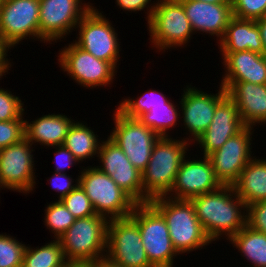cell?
Returning a JSON list of instances; mask_svg holds the SVG:
<instances>
[{
    "label": "cell",
    "instance_id": "2",
    "mask_svg": "<svg viewBox=\"0 0 266 267\" xmlns=\"http://www.w3.org/2000/svg\"><path fill=\"white\" fill-rule=\"evenodd\" d=\"M149 203L165 219L172 244L179 254L201 250L211 243L190 200L159 196L151 199Z\"/></svg>",
    "mask_w": 266,
    "mask_h": 267
},
{
    "label": "cell",
    "instance_id": "25",
    "mask_svg": "<svg viewBox=\"0 0 266 267\" xmlns=\"http://www.w3.org/2000/svg\"><path fill=\"white\" fill-rule=\"evenodd\" d=\"M233 187L247 206L266 201V159H256L254 156L242 170Z\"/></svg>",
    "mask_w": 266,
    "mask_h": 267
},
{
    "label": "cell",
    "instance_id": "45",
    "mask_svg": "<svg viewBox=\"0 0 266 267\" xmlns=\"http://www.w3.org/2000/svg\"><path fill=\"white\" fill-rule=\"evenodd\" d=\"M79 266H80V264H78V263H75V262H67L62 267H79Z\"/></svg>",
    "mask_w": 266,
    "mask_h": 267
},
{
    "label": "cell",
    "instance_id": "16",
    "mask_svg": "<svg viewBox=\"0 0 266 267\" xmlns=\"http://www.w3.org/2000/svg\"><path fill=\"white\" fill-rule=\"evenodd\" d=\"M252 133V127L245 126L236 135L230 137L221 148L208 155L215 176L222 186H233L252 159Z\"/></svg>",
    "mask_w": 266,
    "mask_h": 267
},
{
    "label": "cell",
    "instance_id": "13",
    "mask_svg": "<svg viewBox=\"0 0 266 267\" xmlns=\"http://www.w3.org/2000/svg\"><path fill=\"white\" fill-rule=\"evenodd\" d=\"M32 144L23 138L21 141L4 147L0 150V184L2 189L7 188L21 193L33 191L35 172L33 167Z\"/></svg>",
    "mask_w": 266,
    "mask_h": 267
},
{
    "label": "cell",
    "instance_id": "33",
    "mask_svg": "<svg viewBox=\"0 0 266 267\" xmlns=\"http://www.w3.org/2000/svg\"><path fill=\"white\" fill-rule=\"evenodd\" d=\"M61 201L76 219L96 214L90 199L80 185Z\"/></svg>",
    "mask_w": 266,
    "mask_h": 267
},
{
    "label": "cell",
    "instance_id": "31",
    "mask_svg": "<svg viewBox=\"0 0 266 267\" xmlns=\"http://www.w3.org/2000/svg\"><path fill=\"white\" fill-rule=\"evenodd\" d=\"M75 219L61 200L50 202L45 209L44 223L46 228L55 235V240H58L67 231Z\"/></svg>",
    "mask_w": 266,
    "mask_h": 267
},
{
    "label": "cell",
    "instance_id": "36",
    "mask_svg": "<svg viewBox=\"0 0 266 267\" xmlns=\"http://www.w3.org/2000/svg\"><path fill=\"white\" fill-rule=\"evenodd\" d=\"M25 138V120L0 121V150Z\"/></svg>",
    "mask_w": 266,
    "mask_h": 267
},
{
    "label": "cell",
    "instance_id": "10",
    "mask_svg": "<svg viewBox=\"0 0 266 267\" xmlns=\"http://www.w3.org/2000/svg\"><path fill=\"white\" fill-rule=\"evenodd\" d=\"M106 256L122 267H154L143 247L138 224L131 216L109 220Z\"/></svg>",
    "mask_w": 266,
    "mask_h": 267
},
{
    "label": "cell",
    "instance_id": "32",
    "mask_svg": "<svg viewBox=\"0 0 266 267\" xmlns=\"http://www.w3.org/2000/svg\"><path fill=\"white\" fill-rule=\"evenodd\" d=\"M26 245L7 234H0V267H22Z\"/></svg>",
    "mask_w": 266,
    "mask_h": 267
},
{
    "label": "cell",
    "instance_id": "4",
    "mask_svg": "<svg viewBox=\"0 0 266 267\" xmlns=\"http://www.w3.org/2000/svg\"><path fill=\"white\" fill-rule=\"evenodd\" d=\"M109 220L101 215L75 219L58 239L67 262L87 265L106 255Z\"/></svg>",
    "mask_w": 266,
    "mask_h": 267
},
{
    "label": "cell",
    "instance_id": "37",
    "mask_svg": "<svg viewBox=\"0 0 266 267\" xmlns=\"http://www.w3.org/2000/svg\"><path fill=\"white\" fill-rule=\"evenodd\" d=\"M247 225L266 234V201L255 202L247 206Z\"/></svg>",
    "mask_w": 266,
    "mask_h": 267
},
{
    "label": "cell",
    "instance_id": "18",
    "mask_svg": "<svg viewBox=\"0 0 266 267\" xmlns=\"http://www.w3.org/2000/svg\"><path fill=\"white\" fill-rule=\"evenodd\" d=\"M189 86L184 89L179 103L185 129L191 134V138H194L190 139V142L195 143L211 124L215 108L227 95V91L220 86L218 93L212 95Z\"/></svg>",
    "mask_w": 266,
    "mask_h": 267
},
{
    "label": "cell",
    "instance_id": "17",
    "mask_svg": "<svg viewBox=\"0 0 266 267\" xmlns=\"http://www.w3.org/2000/svg\"><path fill=\"white\" fill-rule=\"evenodd\" d=\"M203 159H183L176 179L167 197L178 200H190L195 196L210 193L222 185L215 176L208 156ZM173 192V193H172Z\"/></svg>",
    "mask_w": 266,
    "mask_h": 267
},
{
    "label": "cell",
    "instance_id": "26",
    "mask_svg": "<svg viewBox=\"0 0 266 267\" xmlns=\"http://www.w3.org/2000/svg\"><path fill=\"white\" fill-rule=\"evenodd\" d=\"M229 242L246 257L250 267H266V234L256 231L247 224ZM253 263V264H252Z\"/></svg>",
    "mask_w": 266,
    "mask_h": 267
},
{
    "label": "cell",
    "instance_id": "42",
    "mask_svg": "<svg viewBox=\"0 0 266 267\" xmlns=\"http://www.w3.org/2000/svg\"><path fill=\"white\" fill-rule=\"evenodd\" d=\"M88 267H122L120 264L114 262L110 258H108L106 255L103 257H100L99 259L88 263Z\"/></svg>",
    "mask_w": 266,
    "mask_h": 267
},
{
    "label": "cell",
    "instance_id": "23",
    "mask_svg": "<svg viewBox=\"0 0 266 267\" xmlns=\"http://www.w3.org/2000/svg\"><path fill=\"white\" fill-rule=\"evenodd\" d=\"M221 53L253 51L264 55L260 30L256 20L232 17L219 41Z\"/></svg>",
    "mask_w": 266,
    "mask_h": 267
},
{
    "label": "cell",
    "instance_id": "3",
    "mask_svg": "<svg viewBox=\"0 0 266 267\" xmlns=\"http://www.w3.org/2000/svg\"><path fill=\"white\" fill-rule=\"evenodd\" d=\"M189 139L176 140L169 136L160 137L155 142L149 163L142 172L143 192L150 200L170 192L180 165L187 156L186 151L191 144Z\"/></svg>",
    "mask_w": 266,
    "mask_h": 267
},
{
    "label": "cell",
    "instance_id": "40",
    "mask_svg": "<svg viewBox=\"0 0 266 267\" xmlns=\"http://www.w3.org/2000/svg\"><path fill=\"white\" fill-rule=\"evenodd\" d=\"M151 0H116V4L119 6V8H121L123 11H133V12H137V11H143L145 8L147 9V22L149 21L152 12L155 9V4L154 3L151 7L149 6ZM149 13V14H148Z\"/></svg>",
    "mask_w": 266,
    "mask_h": 267
},
{
    "label": "cell",
    "instance_id": "12",
    "mask_svg": "<svg viewBox=\"0 0 266 267\" xmlns=\"http://www.w3.org/2000/svg\"><path fill=\"white\" fill-rule=\"evenodd\" d=\"M83 4L82 0H40V41L56 42L76 29L83 16L93 7L91 3Z\"/></svg>",
    "mask_w": 266,
    "mask_h": 267
},
{
    "label": "cell",
    "instance_id": "29",
    "mask_svg": "<svg viewBox=\"0 0 266 267\" xmlns=\"http://www.w3.org/2000/svg\"><path fill=\"white\" fill-rule=\"evenodd\" d=\"M176 107L170 100L165 105L152 107L149 112L142 114L138 120L160 137H169L168 130L174 126L176 127L180 118V112L178 111L180 108Z\"/></svg>",
    "mask_w": 266,
    "mask_h": 267
},
{
    "label": "cell",
    "instance_id": "39",
    "mask_svg": "<svg viewBox=\"0 0 266 267\" xmlns=\"http://www.w3.org/2000/svg\"><path fill=\"white\" fill-rule=\"evenodd\" d=\"M55 149L57 151L54 153L56 161L54 172L64 173L69 167L80 163L64 145L55 146Z\"/></svg>",
    "mask_w": 266,
    "mask_h": 267
},
{
    "label": "cell",
    "instance_id": "21",
    "mask_svg": "<svg viewBox=\"0 0 266 267\" xmlns=\"http://www.w3.org/2000/svg\"><path fill=\"white\" fill-rule=\"evenodd\" d=\"M190 21L194 33L197 31L216 35L220 41L229 21L233 17L231 3H208L195 0H179Z\"/></svg>",
    "mask_w": 266,
    "mask_h": 267
},
{
    "label": "cell",
    "instance_id": "15",
    "mask_svg": "<svg viewBox=\"0 0 266 267\" xmlns=\"http://www.w3.org/2000/svg\"><path fill=\"white\" fill-rule=\"evenodd\" d=\"M101 166H96L108 174L116 184L137 204L149 203L143 192L142 173L129 161L123 150L109 137L101 140L98 155Z\"/></svg>",
    "mask_w": 266,
    "mask_h": 267
},
{
    "label": "cell",
    "instance_id": "24",
    "mask_svg": "<svg viewBox=\"0 0 266 267\" xmlns=\"http://www.w3.org/2000/svg\"><path fill=\"white\" fill-rule=\"evenodd\" d=\"M74 120L63 114L42 115L34 121L25 120V138L31 143L54 146L63 145Z\"/></svg>",
    "mask_w": 266,
    "mask_h": 267
},
{
    "label": "cell",
    "instance_id": "44",
    "mask_svg": "<svg viewBox=\"0 0 266 267\" xmlns=\"http://www.w3.org/2000/svg\"><path fill=\"white\" fill-rule=\"evenodd\" d=\"M195 1H203L208 3H231V0H195Z\"/></svg>",
    "mask_w": 266,
    "mask_h": 267
},
{
    "label": "cell",
    "instance_id": "6",
    "mask_svg": "<svg viewBox=\"0 0 266 267\" xmlns=\"http://www.w3.org/2000/svg\"><path fill=\"white\" fill-rule=\"evenodd\" d=\"M158 1V2H157ZM147 22L153 47L162 51L182 47L195 34L179 0H157Z\"/></svg>",
    "mask_w": 266,
    "mask_h": 267
},
{
    "label": "cell",
    "instance_id": "35",
    "mask_svg": "<svg viewBox=\"0 0 266 267\" xmlns=\"http://www.w3.org/2000/svg\"><path fill=\"white\" fill-rule=\"evenodd\" d=\"M24 104L10 90L0 88V121H11L24 118Z\"/></svg>",
    "mask_w": 266,
    "mask_h": 267
},
{
    "label": "cell",
    "instance_id": "14",
    "mask_svg": "<svg viewBox=\"0 0 266 267\" xmlns=\"http://www.w3.org/2000/svg\"><path fill=\"white\" fill-rule=\"evenodd\" d=\"M40 0H6L0 6V37L11 47L31 38L40 40Z\"/></svg>",
    "mask_w": 266,
    "mask_h": 267
},
{
    "label": "cell",
    "instance_id": "43",
    "mask_svg": "<svg viewBox=\"0 0 266 267\" xmlns=\"http://www.w3.org/2000/svg\"><path fill=\"white\" fill-rule=\"evenodd\" d=\"M260 30V36L262 39V45L264 49V55L266 56V16L256 20Z\"/></svg>",
    "mask_w": 266,
    "mask_h": 267
},
{
    "label": "cell",
    "instance_id": "22",
    "mask_svg": "<svg viewBox=\"0 0 266 267\" xmlns=\"http://www.w3.org/2000/svg\"><path fill=\"white\" fill-rule=\"evenodd\" d=\"M226 68L221 82L266 84V56L253 51L222 53Z\"/></svg>",
    "mask_w": 266,
    "mask_h": 267
},
{
    "label": "cell",
    "instance_id": "41",
    "mask_svg": "<svg viewBox=\"0 0 266 267\" xmlns=\"http://www.w3.org/2000/svg\"><path fill=\"white\" fill-rule=\"evenodd\" d=\"M10 48L12 47L0 37V68L5 73L7 72V74H8V70H10L9 68L12 66L9 59L6 58L8 56L7 53Z\"/></svg>",
    "mask_w": 266,
    "mask_h": 267
},
{
    "label": "cell",
    "instance_id": "48",
    "mask_svg": "<svg viewBox=\"0 0 266 267\" xmlns=\"http://www.w3.org/2000/svg\"><path fill=\"white\" fill-rule=\"evenodd\" d=\"M79 267H88L87 265H80Z\"/></svg>",
    "mask_w": 266,
    "mask_h": 267
},
{
    "label": "cell",
    "instance_id": "11",
    "mask_svg": "<svg viewBox=\"0 0 266 267\" xmlns=\"http://www.w3.org/2000/svg\"><path fill=\"white\" fill-rule=\"evenodd\" d=\"M58 57L62 70L83 87L109 86L117 73L109 62L98 59L78 47L74 40L68 47L61 49Z\"/></svg>",
    "mask_w": 266,
    "mask_h": 267
},
{
    "label": "cell",
    "instance_id": "8",
    "mask_svg": "<svg viewBox=\"0 0 266 267\" xmlns=\"http://www.w3.org/2000/svg\"><path fill=\"white\" fill-rule=\"evenodd\" d=\"M96 7H92L76 26L79 30L75 44L94 57L109 62L117 69L120 42L112 23Z\"/></svg>",
    "mask_w": 266,
    "mask_h": 267
},
{
    "label": "cell",
    "instance_id": "20",
    "mask_svg": "<svg viewBox=\"0 0 266 267\" xmlns=\"http://www.w3.org/2000/svg\"><path fill=\"white\" fill-rule=\"evenodd\" d=\"M220 85L236 104L244 126L266 124V84L221 82Z\"/></svg>",
    "mask_w": 266,
    "mask_h": 267
},
{
    "label": "cell",
    "instance_id": "5",
    "mask_svg": "<svg viewBox=\"0 0 266 267\" xmlns=\"http://www.w3.org/2000/svg\"><path fill=\"white\" fill-rule=\"evenodd\" d=\"M79 177V185L90 199L97 215L108 220L131 215L137 204L116 182L97 167L88 166Z\"/></svg>",
    "mask_w": 266,
    "mask_h": 267
},
{
    "label": "cell",
    "instance_id": "30",
    "mask_svg": "<svg viewBox=\"0 0 266 267\" xmlns=\"http://www.w3.org/2000/svg\"><path fill=\"white\" fill-rule=\"evenodd\" d=\"M165 96L157 90L146 91L136 100L130 97L124 98V101H120L117 109L126 117L138 119L142 114L149 112L152 107L167 104L169 99Z\"/></svg>",
    "mask_w": 266,
    "mask_h": 267
},
{
    "label": "cell",
    "instance_id": "19",
    "mask_svg": "<svg viewBox=\"0 0 266 267\" xmlns=\"http://www.w3.org/2000/svg\"><path fill=\"white\" fill-rule=\"evenodd\" d=\"M244 127L236 104L226 95L217 104L211 124L196 143L201 145L203 156H208Z\"/></svg>",
    "mask_w": 266,
    "mask_h": 267
},
{
    "label": "cell",
    "instance_id": "27",
    "mask_svg": "<svg viewBox=\"0 0 266 267\" xmlns=\"http://www.w3.org/2000/svg\"><path fill=\"white\" fill-rule=\"evenodd\" d=\"M94 131L84 123L73 122L66 135L64 146L80 162L94 156L99 152L100 141H98Z\"/></svg>",
    "mask_w": 266,
    "mask_h": 267
},
{
    "label": "cell",
    "instance_id": "28",
    "mask_svg": "<svg viewBox=\"0 0 266 267\" xmlns=\"http://www.w3.org/2000/svg\"><path fill=\"white\" fill-rule=\"evenodd\" d=\"M66 263L61 243L53 240L36 249L26 246L22 267H62Z\"/></svg>",
    "mask_w": 266,
    "mask_h": 267
},
{
    "label": "cell",
    "instance_id": "34",
    "mask_svg": "<svg viewBox=\"0 0 266 267\" xmlns=\"http://www.w3.org/2000/svg\"><path fill=\"white\" fill-rule=\"evenodd\" d=\"M233 16L257 20L266 16V0H231Z\"/></svg>",
    "mask_w": 266,
    "mask_h": 267
},
{
    "label": "cell",
    "instance_id": "7",
    "mask_svg": "<svg viewBox=\"0 0 266 267\" xmlns=\"http://www.w3.org/2000/svg\"><path fill=\"white\" fill-rule=\"evenodd\" d=\"M138 224L143 247L154 267H173L179 253L172 244L163 216L150 204H136L131 215Z\"/></svg>",
    "mask_w": 266,
    "mask_h": 267
},
{
    "label": "cell",
    "instance_id": "38",
    "mask_svg": "<svg viewBox=\"0 0 266 267\" xmlns=\"http://www.w3.org/2000/svg\"><path fill=\"white\" fill-rule=\"evenodd\" d=\"M49 181L54 191L56 190V192L59 193V201L79 185V177H77L75 180L76 183L74 184V179H72L71 176H67L65 173L55 172L53 173L52 177H50Z\"/></svg>",
    "mask_w": 266,
    "mask_h": 267
},
{
    "label": "cell",
    "instance_id": "47",
    "mask_svg": "<svg viewBox=\"0 0 266 267\" xmlns=\"http://www.w3.org/2000/svg\"><path fill=\"white\" fill-rule=\"evenodd\" d=\"M6 0H0V6L5 2Z\"/></svg>",
    "mask_w": 266,
    "mask_h": 267
},
{
    "label": "cell",
    "instance_id": "46",
    "mask_svg": "<svg viewBox=\"0 0 266 267\" xmlns=\"http://www.w3.org/2000/svg\"><path fill=\"white\" fill-rule=\"evenodd\" d=\"M3 75H6L5 72L0 68V80Z\"/></svg>",
    "mask_w": 266,
    "mask_h": 267
},
{
    "label": "cell",
    "instance_id": "1",
    "mask_svg": "<svg viewBox=\"0 0 266 267\" xmlns=\"http://www.w3.org/2000/svg\"><path fill=\"white\" fill-rule=\"evenodd\" d=\"M190 201L211 242L222 235L229 240L247 224V205L238 197L233 186H221Z\"/></svg>",
    "mask_w": 266,
    "mask_h": 267
},
{
    "label": "cell",
    "instance_id": "9",
    "mask_svg": "<svg viewBox=\"0 0 266 267\" xmlns=\"http://www.w3.org/2000/svg\"><path fill=\"white\" fill-rule=\"evenodd\" d=\"M113 116L115 127L109 138L123 150L133 166L142 173L149 163L153 146L160 136L138 119L126 117L117 108Z\"/></svg>",
    "mask_w": 266,
    "mask_h": 267
}]
</instances>
